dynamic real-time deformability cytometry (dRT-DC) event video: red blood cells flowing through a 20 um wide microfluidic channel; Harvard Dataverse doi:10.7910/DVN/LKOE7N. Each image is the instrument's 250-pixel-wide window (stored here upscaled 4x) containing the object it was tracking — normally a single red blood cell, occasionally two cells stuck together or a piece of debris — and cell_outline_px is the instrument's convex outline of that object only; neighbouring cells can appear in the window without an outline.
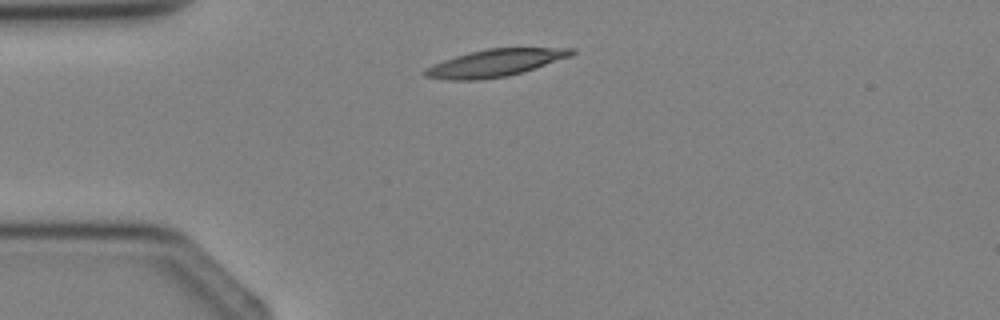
{"species": "Egyptian fruit bat (a non-hibernating species)", "species_latin": "Rousettus aegyptiacus", "temperature_condition": "cold", "stored_images_in_passage": 2, "camera_frame_rate_fps": 3000, "um_per_image_px": 0.085, "animal": {"sex": "female"}, "frame": {"image": 1, "passage_image": 1, "time_ms": 0.0, "image_size_px": [1000, 320], "cell_outline_px": [[576, 52], [572, 56], [524, 72], [508, 76], [476, 80], [452, 80], [424, 76], [424, 68], [432, 64], [456, 56], [488, 48], [576, 48]], "centroid_in_image_um": [42.13, 5.35], "position_along_channel_um": 42.9, "area_um2": 23.24}}